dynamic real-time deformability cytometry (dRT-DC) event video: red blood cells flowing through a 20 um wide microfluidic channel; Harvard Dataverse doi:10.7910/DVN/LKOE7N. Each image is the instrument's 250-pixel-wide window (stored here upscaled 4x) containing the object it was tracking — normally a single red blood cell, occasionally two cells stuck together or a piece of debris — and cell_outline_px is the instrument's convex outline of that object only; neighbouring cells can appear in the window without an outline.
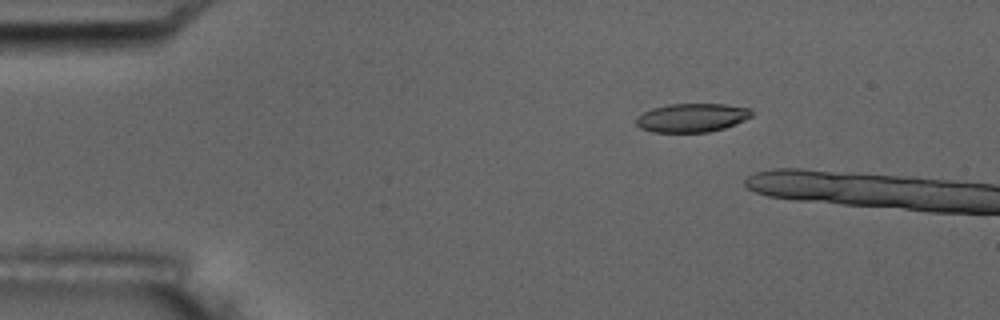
{"species": "common noctule bat (a hibernating species)", "species_latin": "Nyctalus noctula", "temperature_condition": "room temperature", "stored_images_in_passage": 4, "camera_frame_rate_fps": 3000, "um_per_image_px": 0.085, "animal": {"sex": "male", "body_mass_g": 17.5, "forearm_length_mm": 52.3}, "frame": {"image": 1, "passage_image": 3, "time_ms": 2.0, "image_size_px": [1000, 320], "cell_outline_px": [[752, 116], [736, 124], [724, 128], [708, 132], [652, 132], [640, 128], [636, 124], [636, 116], [652, 108], [668, 104], [724, 104], [752, 108]], "centroid_in_image_um": [58.81, 10.0], "position_along_channel_um": 26.2, "area_um2": 19.42}}